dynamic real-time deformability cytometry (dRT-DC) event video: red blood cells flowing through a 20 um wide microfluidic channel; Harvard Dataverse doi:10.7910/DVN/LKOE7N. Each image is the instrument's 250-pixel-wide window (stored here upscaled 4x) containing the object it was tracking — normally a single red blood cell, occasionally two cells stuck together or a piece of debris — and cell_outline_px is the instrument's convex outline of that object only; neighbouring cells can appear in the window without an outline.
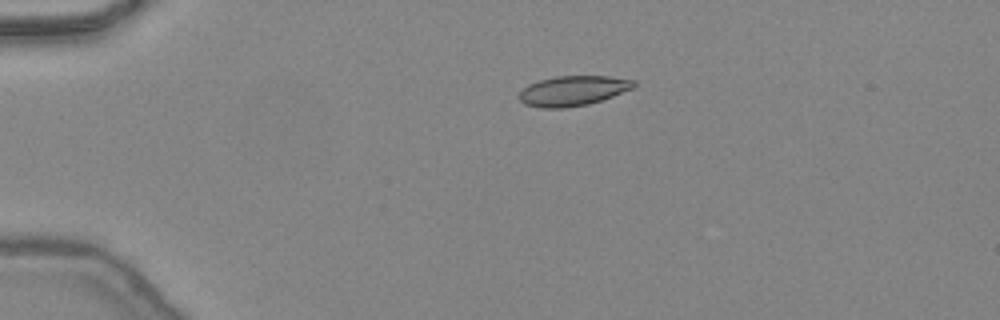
{"species": "common noctule bat (a hibernating species)", "species_latin": "Nyctalus noctula", "temperature_condition": "warm", "stored_images_in_passage": 37, "camera_frame_rate_fps": 3000, "um_per_image_px": 0.085, "animal": {"sex": "female", "body_mass_g": 24.6, "forearm_length_mm": 56.2}, "frame": {"image": 1, "passage_image": 1, "time_ms": 0.0, "image_size_px": [1000, 320], "cell_outline_px": [[636, 84], [632, 88], [612, 96], [588, 104], [564, 108], [540, 108], [524, 104], [516, 96], [528, 84], [540, 80], [556, 76], [608, 76], [636, 80]], "centroid_in_image_um": [48.66, 7.71], "position_along_channel_um": 36.3, "area_um2": 20.0}}
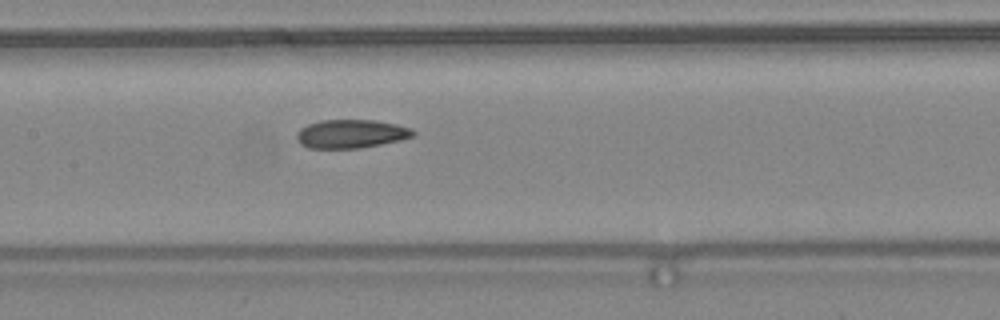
{"frame": {"image": 2, "passage_image": 14, "time_ms": 4.333, "image_size_px": [1000, 320], "cell_outline_px": [[416, 136], [400, 140], [360, 148], [308, 148], [300, 144], [296, 140], [296, 132], [300, 128], [308, 124], [320, 120], [372, 120], [396, 124], [412, 128], [416, 132]], "centroid_in_image_um": [29.83, 11.37], "position_along_channel_um": 177.6, "area_um2": 19.54}}
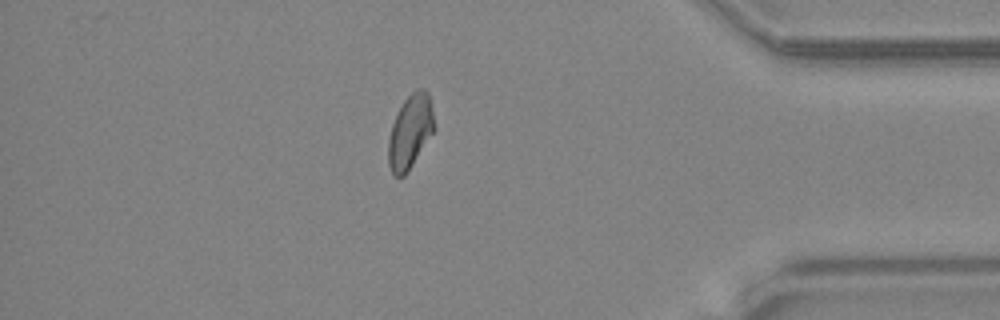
{"frame": {"image": 3, "passage_image": 31, "time_ms": 10.0, "image_size_px": [1000, 320], "cell_outline_px": [[436, 128], [404, 176], [396, 176], [392, 172], [388, 164], [388, 140], [392, 124], [404, 100], [416, 88], [424, 88], [428, 92], [432, 108]], "centroid_in_image_um": [34.88, 11.16], "position_along_channel_um": 400.3, "area_um2": 19.54}, "authors_computed_cell_mechanics": {"area_um2": 19.8254, "velocity_mm_per_s": 4.4822, "shape_relaxation_time_tau1_ms": null, "shape_relaxation_time_tau2_ms": 2.7414, "deformation_change_tau1": null, "deformation_change_tau2": 0.0688}}